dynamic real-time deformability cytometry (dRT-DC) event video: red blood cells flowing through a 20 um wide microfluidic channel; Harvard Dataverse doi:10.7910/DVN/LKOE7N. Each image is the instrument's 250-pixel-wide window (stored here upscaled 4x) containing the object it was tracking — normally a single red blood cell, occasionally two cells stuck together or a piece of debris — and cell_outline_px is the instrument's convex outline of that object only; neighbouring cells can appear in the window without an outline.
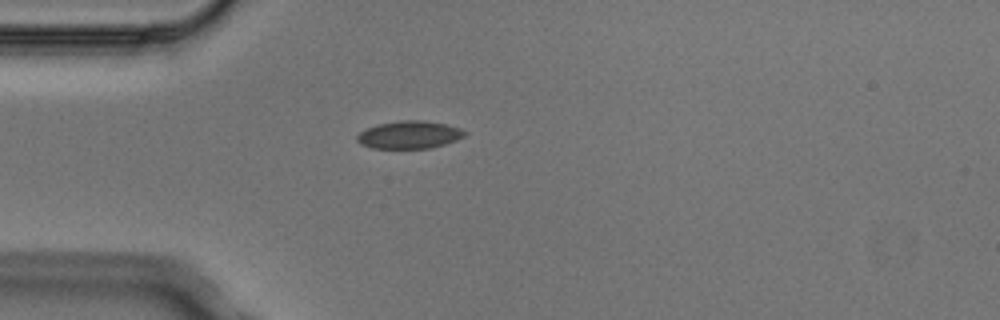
{"species": "Egyptian fruit bat (a non-hibernating species)", "species_latin": "Rousettus aegyptiacus", "temperature_condition": "cold", "stored_images_in_passage": 1, "camera_frame_rate_fps": 3000, "um_per_image_px": 0.085, "animal": {"sex": "male"}, "frame": {"image": 1, "passage_image": 1, "time_ms": 0.0, "image_size_px": [1000, 320], "cell_outline_px": [[468, 132], [464, 136], [456, 140], [432, 148], [372, 148], [360, 144], [356, 140], [356, 136], [360, 132], [368, 128], [380, 124], [400, 120], [424, 120], [444, 124], [460, 128]], "centroid_in_image_um": [34.8, 11.46], "position_along_channel_um": 50.2, "area_um2": 17.28}}